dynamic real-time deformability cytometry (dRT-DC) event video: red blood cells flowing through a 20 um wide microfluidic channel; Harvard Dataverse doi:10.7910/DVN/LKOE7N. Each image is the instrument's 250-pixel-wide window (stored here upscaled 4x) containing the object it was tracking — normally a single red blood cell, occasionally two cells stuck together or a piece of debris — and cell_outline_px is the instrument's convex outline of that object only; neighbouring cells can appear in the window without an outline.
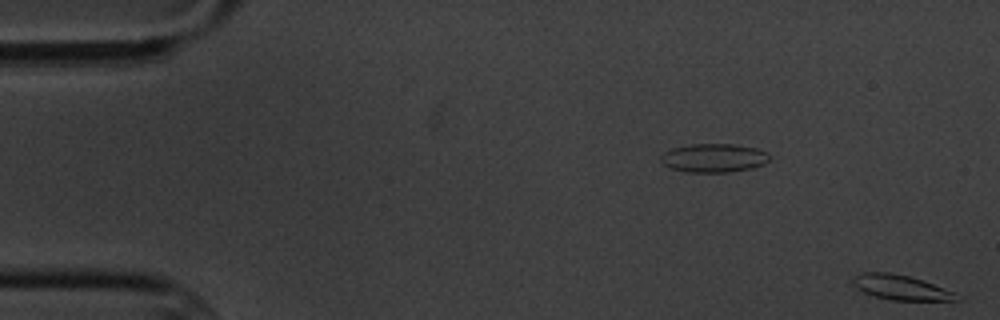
{"species": "common noctule bat (a hibernating species)", "species_latin": "Nyctalus noctula", "temperature_condition": "cold", "stored_images_in_passage": 3, "segment_of_instrument_passage": [2, 2], "camera_frame_rate_fps": 3000, "um_per_image_px": 0.085, "animal": {"sex": "male", "body_mass_g": 20.1, "forearm_length_mm": 53.5}, "frame": {"image": 1, "passage_image": 3, "time_ms": 2.333, "image_size_px": [1000, 320], "cell_outline_px": [[964, 300], [892, 300], [872, 296], [856, 288], [852, 284], [852, 280], [856, 276], [864, 272], [888, 272], [908, 276], [924, 280], [956, 292]], "centroid_in_image_um": [76.62, 24.44], "position_along_channel_um": 8.4, "area_um2": 15.14}}